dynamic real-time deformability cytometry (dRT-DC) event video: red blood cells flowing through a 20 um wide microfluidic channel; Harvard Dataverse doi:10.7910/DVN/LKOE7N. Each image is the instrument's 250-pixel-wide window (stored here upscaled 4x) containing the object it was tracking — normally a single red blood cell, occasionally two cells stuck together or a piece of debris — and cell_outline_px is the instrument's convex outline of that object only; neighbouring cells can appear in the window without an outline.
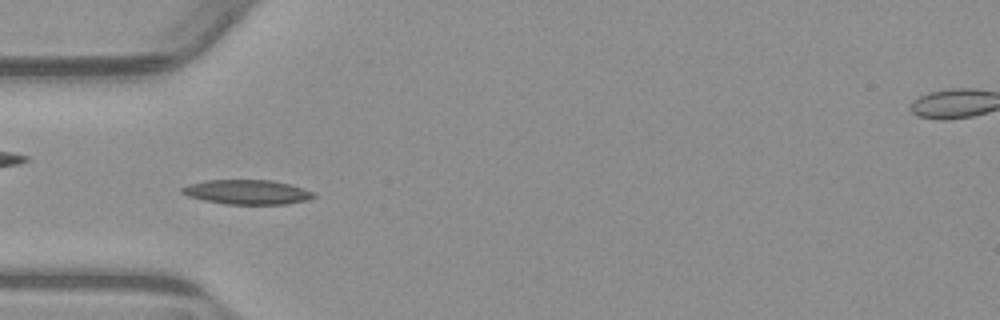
{"species": "common noctule bat (a hibernating species)", "species_latin": "Nyctalus noctula", "temperature_condition": "warm", "stored_images_in_passage": 48, "camera_frame_rate_fps": 3000, "um_per_image_px": 0.085, "animal": {"sex": "male", "body_mass_g": 23.1, "forearm_length_mm": 52.7}, "frame": {"image": 1, "passage_image": 11, "time_ms": 3.333, "image_size_px": [1000, 320], "cell_outline_px": [[316, 196], [308, 200], [284, 204], [224, 204], [204, 200], [188, 196], [180, 192], [180, 188], [188, 184], [204, 180], [272, 180], [288, 184], [312, 192]], "centroid_in_image_um": [20.94, 16.32], "position_along_channel_um": 64.1, "area_um2": 18.73}}
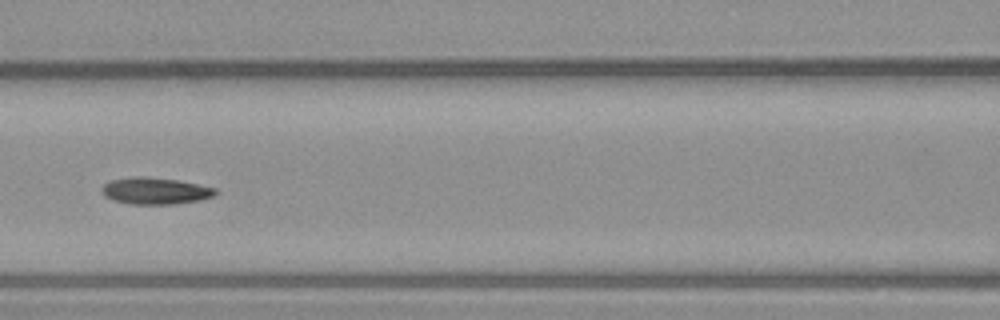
{"frame": {"image": 2, "passage_image": 18, "time_ms": 5.667, "image_size_px": [1000, 320], "cell_outline_px": [[220, 192], [216, 196], [200, 200], [176, 204], [128, 204], [112, 200], [104, 196], [100, 188], [104, 184], [112, 180], [132, 176], [144, 176], [176, 180], [216, 188]], "centroid_in_image_um": [13.2, 16.23], "position_along_channel_um": 153.4, "area_um2": 17.92}}
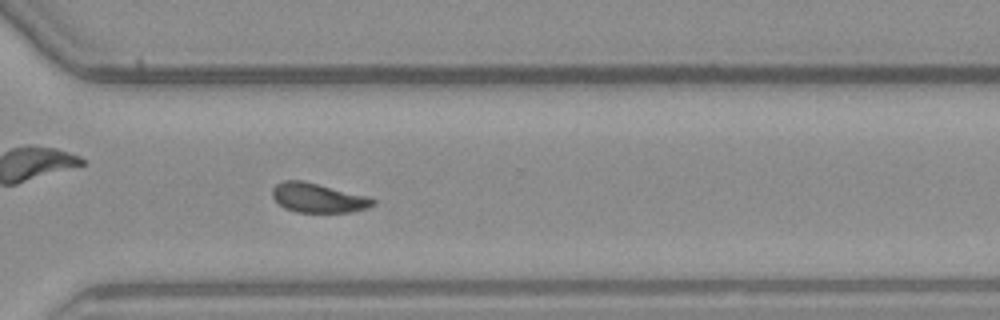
{"frame": {"image": 3, "passage_image": 33, "time_ms": 10.667, "image_size_px": [1000, 320], "cell_outline_px": [[376, 204], [368, 208], [352, 212], [296, 212], [284, 208], [272, 196], [272, 188], [276, 184], [284, 180], [304, 180], [368, 196], [376, 200]], "centroid_in_image_um": [27.06, 16.81], "position_along_channel_um": 343.5, "area_um2": 17.4}, "authors_computed_cell_mechanics": {"area_um2": 17.3978, "velocity_mm_per_s": 3.8133, "shape_relaxation_time_tau1_ms": null, "shape_relaxation_time_tau2_ms": 6.1121, "deformation_change_tau1": null, "deformation_change_tau2": 0.1074}}